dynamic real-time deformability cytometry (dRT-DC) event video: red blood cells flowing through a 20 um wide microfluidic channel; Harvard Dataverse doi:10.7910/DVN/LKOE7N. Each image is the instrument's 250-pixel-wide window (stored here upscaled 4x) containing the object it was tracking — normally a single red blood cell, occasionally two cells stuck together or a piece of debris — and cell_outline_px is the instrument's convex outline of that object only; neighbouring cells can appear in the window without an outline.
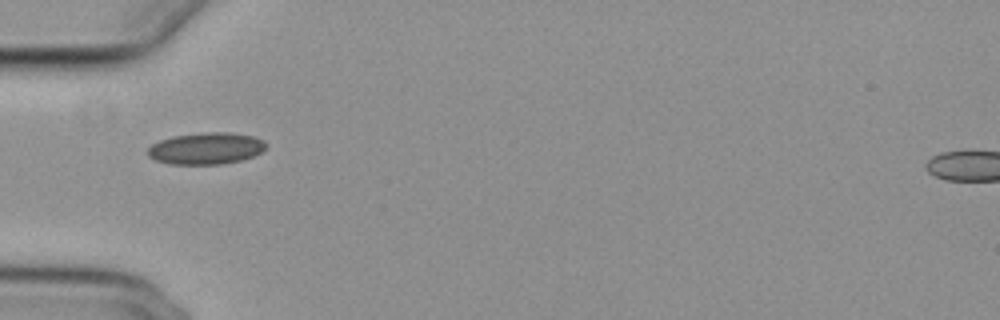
{"species": "common noctule bat (a hibernating species)", "species_latin": "Nyctalus noctula", "temperature_condition": "cold", "stored_images_in_passage": 23, "camera_frame_rate_fps": 3000, "um_per_image_px": 0.085, "animal": {"sex": "female", "body_mass_g": 29.2, "forearm_length_mm": 56.3}, "frame": {"image": 1, "passage_image": 1, "time_ms": 0.0, "image_size_px": [1000, 320], "cell_outline_px": [[268, 148], [252, 156], [240, 160], [220, 164], [168, 164], [156, 160], [148, 156], [148, 148], [152, 144], [160, 140], [172, 136], [208, 132], [228, 132], [252, 136], [264, 140], [268, 144]], "centroid_in_image_um": [17.52, 12.61], "position_along_channel_um": 67.5, "area_um2": 21.85}}
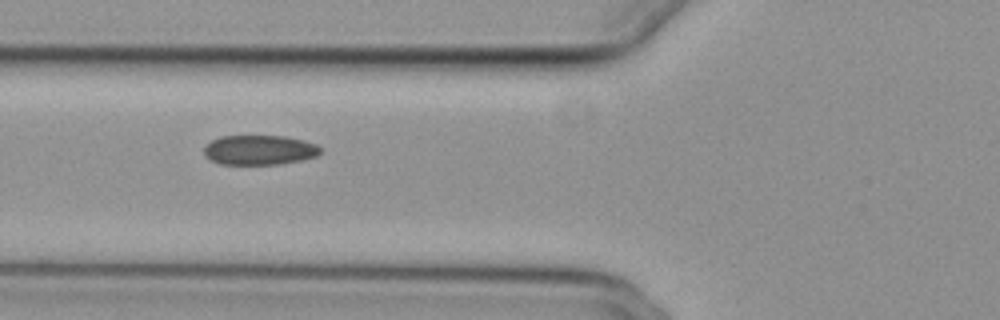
{"frame": {"image": 2, "passage_image": 4, "time_ms": 1.0, "image_size_px": [1000, 320], "cell_outline_px": [[320, 152], [316, 156], [300, 160], [280, 164], [220, 164], [204, 156], [204, 148], [212, 140], [220, 136], [284, 136], [304, 140], [316, 144], [320, 148]], "centroid_in_image_um": [22.04, 12.74], "position_along_channel_um": 103.8, "area_um2": 20.06}}